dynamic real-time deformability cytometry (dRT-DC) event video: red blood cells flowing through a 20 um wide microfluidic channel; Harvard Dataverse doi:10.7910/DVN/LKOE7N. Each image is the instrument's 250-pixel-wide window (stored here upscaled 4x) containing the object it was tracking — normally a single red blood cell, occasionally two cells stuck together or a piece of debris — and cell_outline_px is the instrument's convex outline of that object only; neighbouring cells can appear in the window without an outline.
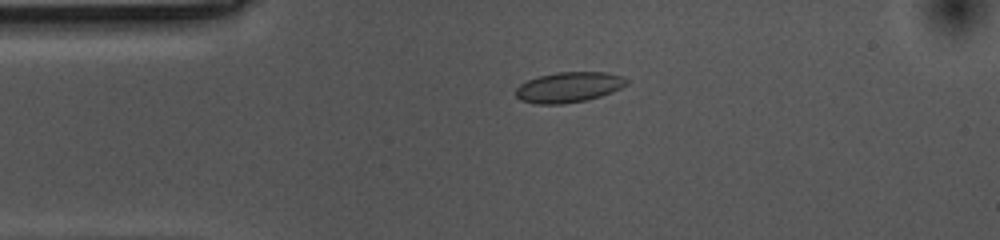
{"species": "common noctule bat (a hibernating species)", "species_latin": "Nyctalus noctula", "temperature_condition": "cold", "stored_images_in_passage": 45, "camera_frame_rate_fps": 3000, "um_per_image_px": 0.085, "animal": {"sex": "female", "body_mass_g": 10.0, "forearm_length_mm": 53.1}, "frame": {"image": 1, "passage_image": 1, "time_ms": 0.0, "image_size_px": [1000, 240], "cell_outline_px": [[628, 84], [612, 92], [600, 96], [584, 100], [564, 104], [536, 104], [520, 100], [516, 96], [516, 88], [520, 84], [528, 80], [540, 76], [556, 72], [608, 72], [624, 76], [628, 80]], "centroid_in_image_um": [48.36, 7.41], "position_along_channel_um": 36.6, "area_um2": 19.65}}
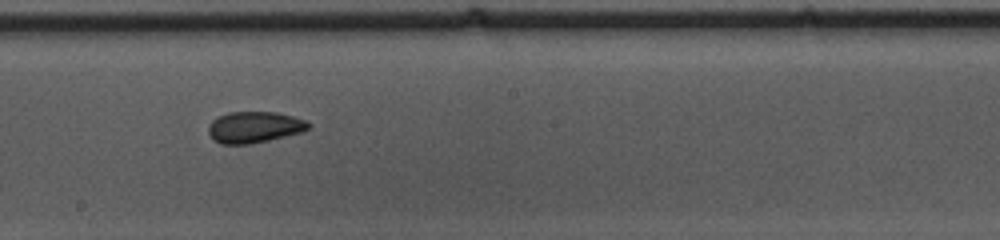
{"frame": {"image": 2, "passage_image": 19, "time_ms": 6.0, "image_size_px": [1000, 240], "cell_outline_px": [[312, 124], [308, 128], [300, 132], [268, 140], [248, 144], [220, 144], [212, 140], [208, 132], [208, 124], [212, 120], [228, 112], [276, 112], [308, 120]], "centroid_in_image_um": [21.59, 10.8], "position_along_channel_um": 226.6, "area_um2": 18.26}}
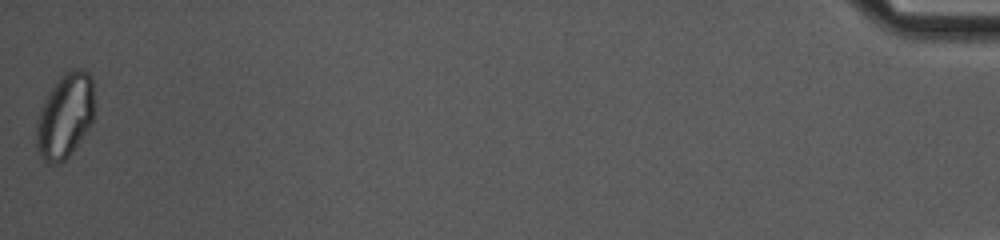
{"frame": {"image": 3, "passage_image": 45, "time_ms": 14.667, "image_size_px": [1000, 240], "cell_outline_px": [[92, 120], [88, 128], [68, 156], [60, 164], [48, 164], [44, 160], [36, 148], [36, 124], [40, 112], [52, 88], [60, 76], [64, 72], [72, 68], [80, 68], [88, 72], [92, 76]], "centroid_in_image_um": [5.51, 9.85], "position_along_channel_um": 429.7, "area_um2": 28.03}, "authors_computed_cell_mechanics": {"area_um2": 18.6694, "velocity_mm_per_s": 3.5261, "shape_relaxation_time_tau1_ms": 9.3893, "shape_relaxation_time_tau2_ms": 2.0414, "deformation_change_tau1": 0.1159, "deformation_change_tau2": 0.0545}}